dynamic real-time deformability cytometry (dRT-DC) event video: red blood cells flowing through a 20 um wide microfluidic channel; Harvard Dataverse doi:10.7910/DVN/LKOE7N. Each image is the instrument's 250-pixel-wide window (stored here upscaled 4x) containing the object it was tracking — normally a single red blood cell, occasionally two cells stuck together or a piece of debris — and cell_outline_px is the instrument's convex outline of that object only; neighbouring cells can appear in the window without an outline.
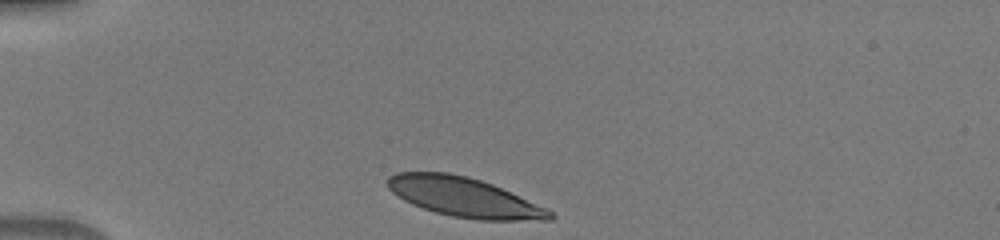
{"species": "human", "species_latin": "Homo sapiens", "temperature_condition": "warm", "stored_images_in_passage": 33, "camera_frame_rate_fps": 3000, "um_per_image_px": 0.085, "donor": {"sex": "male"}, "frame": {"image": 1, "passage_image": 1, "time_ms": 0.0, "image_size_px": [1000, 240], "cell_outline_px": [[556, 216], [552, 220], [480, 220], [452, 216], [436, 212], [412, 204], [404, 200], [392, 192], [388, 188], [388, 176], [396, 172], [448, 172], [468, 176], [492, 184], [548, 208]], "centroid_in_image_um": [39.47, 16.76], "position_along_channel_um": 45.5, "area_um2": 37.22}}
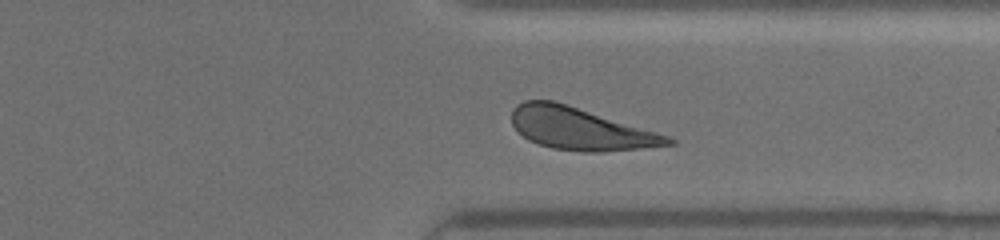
{"frame": {"image": 2, "passage_image": 27, "time_ms": 8.667, "image_size_px": [1000, 240], "cell_outline_px": [[676, 144], [640, 148], [596, 152], [580, 152], [552, 148], [528, 140], [512, 124], [512, 108], [516, 104], [524, 100], [556, 100], [656, 132], [668, 136], [676, 140]], "centroid_in_image_um": [49.29, 10.93], "position_along_channel_um": 362.1, "area_um2": 38.32}}